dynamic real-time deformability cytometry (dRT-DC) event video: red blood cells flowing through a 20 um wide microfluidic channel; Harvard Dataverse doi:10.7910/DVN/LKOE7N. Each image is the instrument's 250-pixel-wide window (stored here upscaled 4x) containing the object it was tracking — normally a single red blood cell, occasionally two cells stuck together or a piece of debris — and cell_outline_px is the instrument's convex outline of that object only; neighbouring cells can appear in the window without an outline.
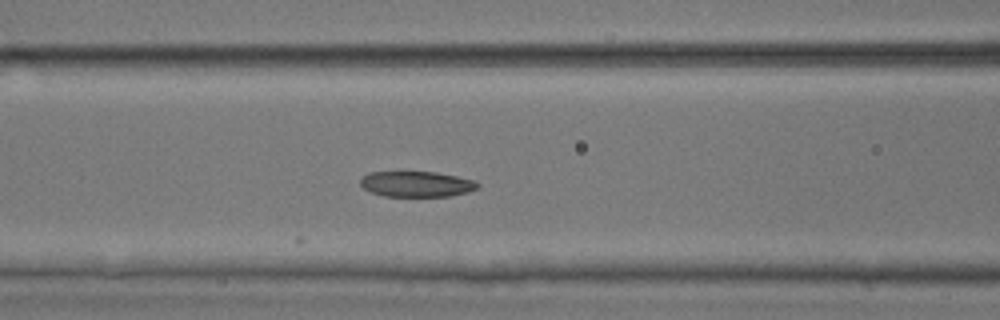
{"species": "common noctule bat (a hibernating species)", "species_latin": "Nyctalus noctula", "temperature_condition": "room temperature", "stored_images_in_passage": 50, "camera_frame_rate_fps": 3000, "um_per_image_px": 0.085, "animal": {"sex": "male", "body_mass_g": 17.9, "forearm_length_mm": 54.2}, "frame": {"image": 1, "passage_image": 21, "time_ms": 6.667, "image_size_px": [1000, 320], "cell_outline_px": [[480, 188], [468, 192], [452, 196], [384, 196], [372, 192], [364, 188], [360, 184], [360, 180], [368, 172], [436, 172], [476, 180], [480, 184]], "centroid_in_image_um": [35.47, 15.64], "position_along_channel_um": 131.1, "area_um2": 17.57}}
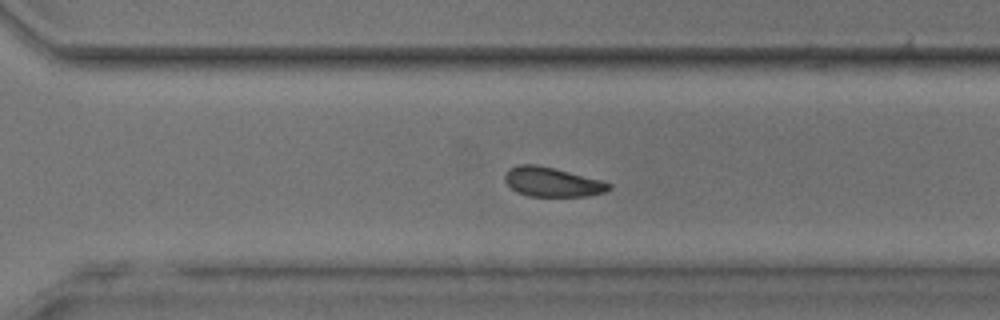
{"frame": {"image": 2, "passage_image": 35, "time_ms": 11.333, "image_size_px": [1000, 320], "cell_outline_px": [[612, 188], [604, 192], [588, 196], [528, 196], [516, 192], [504, 180], [504, 176], [508, 168], [520, 164], [536, 164], [600, 180], [612, 184]], "centroid_in_image_um": [46.9, 15.47], "position_along_channel_um": 323.7, "area_um2": 17.69}}
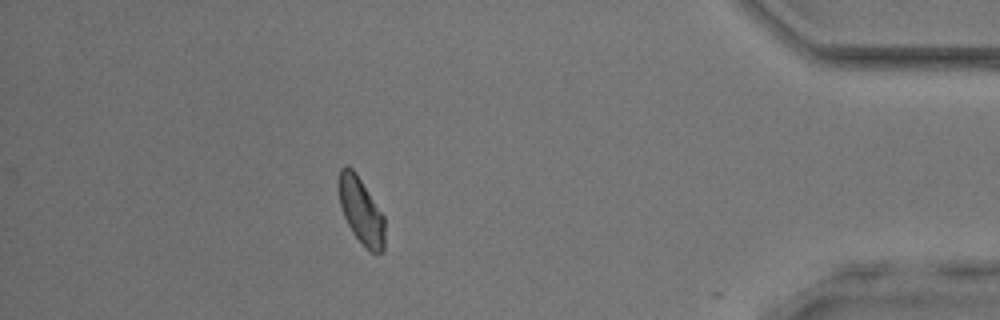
{"frame": {"image": 3, "passage_image": 44, "time_ms": 14.333, "image_size_px": [1000, 320], "cell_outline_px": [[384, 252], [372, 252], [352, 232], [344, 216], [340, 204], [336, 180], [340, 168], [344, 164], [348, 164], [356, 172], [384, 216]], "centroid_in_image_um": [30.65, 17.82], "position_along_channel_um": 404.6, "area_um2": 17.86}}